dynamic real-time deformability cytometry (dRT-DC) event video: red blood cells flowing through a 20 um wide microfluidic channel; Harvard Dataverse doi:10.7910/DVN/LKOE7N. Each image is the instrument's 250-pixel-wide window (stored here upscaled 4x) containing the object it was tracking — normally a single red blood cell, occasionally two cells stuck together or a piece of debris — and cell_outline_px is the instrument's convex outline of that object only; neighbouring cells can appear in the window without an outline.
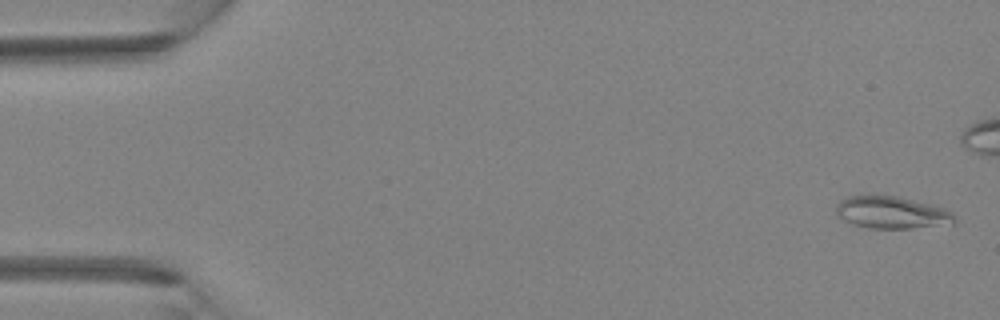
{"species": "Egyptian fruit bat (a non-hibernating species)", "species_latin": "Rousettus aegyptiacus", "temperature_condition": "room temperature", "stored_images_in_passage": 5, "camera_frame_rate_fps": 3000, "um_per_image_px": 0.085, "animal": {"sex": "female"}, "frame": {"image": 1, "passage_image": 1, "time_ms": 0.0, "image_size_px": [1000, 320], "cell_outline_px": [[956, 220], [952, 224], [912, 228], [868, 228], [852, 224], [836, 216], [836, 204], [840, 200], [848, 196], [876, 192], [896, 196], [944, 208], [952, 212], [956, 216]], "centroid_in_image_um": [75.73, 18.03], "position_along_channel_um": 9.3, "area_um2": 22.83}}